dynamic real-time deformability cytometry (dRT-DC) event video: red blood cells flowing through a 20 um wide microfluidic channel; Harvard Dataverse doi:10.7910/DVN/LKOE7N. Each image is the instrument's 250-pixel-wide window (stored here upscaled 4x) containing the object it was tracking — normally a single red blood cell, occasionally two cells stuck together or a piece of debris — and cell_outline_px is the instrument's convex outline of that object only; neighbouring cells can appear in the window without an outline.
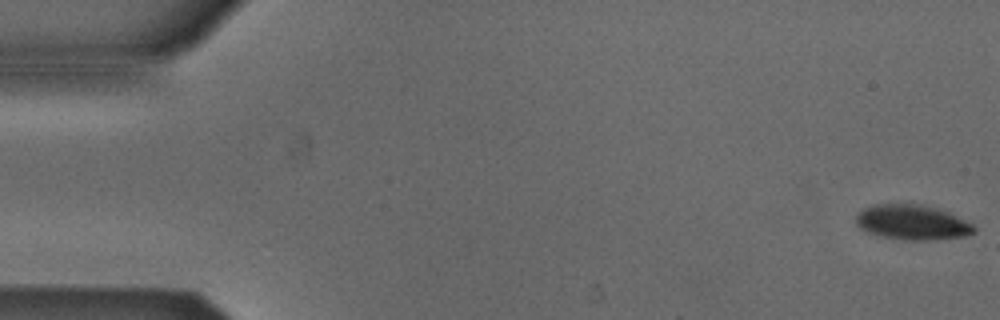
{"species": "Egyptian fruit bat (a non-hibernating species)", "species_latin": "Rousettus aegyptiacus", "temperature_condition": "cold", "stored_images_in_passage": 8, "camera_frame_rate_fps": 3000, "um_per_image_px": 0.085, "animal": {"sex": "male"}, "frame": {"image": 1, "passage_image": 1, "time_ms": 0.0, "image_size_px": [1000, 320], "cell_outline_px": [[976, 232], [964, 236], [928, 240], [904, 240], [880, 236], [868, 232], [860, 228], [856, 224], [856, 216], [864, 208], [872, 204], [920, 204], [940, 208], [972, 224], [976, 228]], "centroid_in_image_um": [77.53, 18.89], "position_along_channel_um": 7.5, "area_um2": 24.04}}